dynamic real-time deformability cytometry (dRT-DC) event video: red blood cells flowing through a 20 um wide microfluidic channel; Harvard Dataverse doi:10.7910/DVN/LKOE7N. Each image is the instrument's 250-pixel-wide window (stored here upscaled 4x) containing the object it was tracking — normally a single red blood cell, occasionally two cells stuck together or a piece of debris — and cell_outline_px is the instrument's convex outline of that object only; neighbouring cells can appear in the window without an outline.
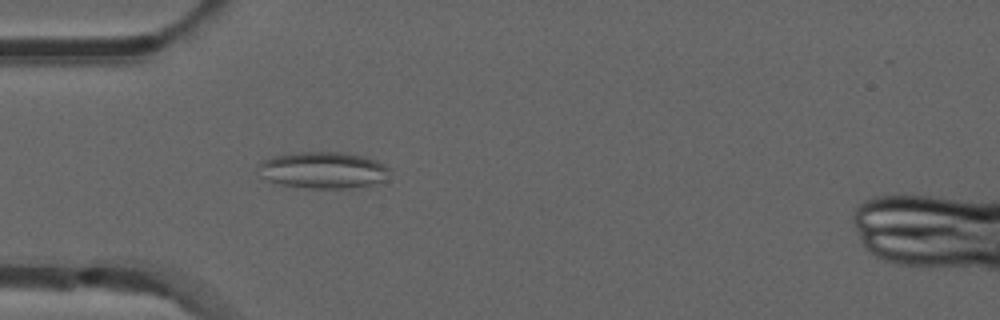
{"species": "common noctule bat (a hibernating species)", "species_latin": "Nyctalus noctula", "temperature_condition": "room temperature", "stored_images_in_passage": 39, "camera_frame_rate_fps": 3000, "um_per_image_px": 0.085, "animal": {"sex": "male", "forearm_length_mm": 52.5}, "frame": {"image": 1, "passage_image": 8, "time_ms": 2.333, "image_size_px": [1000, 320], "cell_outline_px": [[388, 180], [372, 184], [352, 188], [308, 188], [280, 184], [268, 180], [260, 176], [260, 160], [276, 156], [300, 152], [340, 152], [364, 156], [376, 160], [384, 164], [388, 168]], "centroid_in_image_um": [27.49, 14.46], "position_along_channel_um": 57.5, "area_um2": 27.92}}
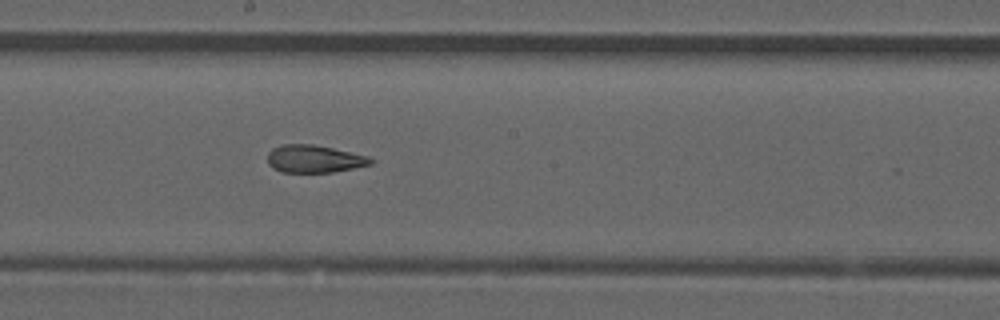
{"frame": {"image": 2, "passage_image": 21, "time_ms": 6.667, "image_size_px": [1000, 320], "cell_outline_px": [[372, 164], [332, 172], [280, 172], [272, 168], [268, 164], [268, 152], [272, 148], [284, 144], [312, 144], [332, 148], [368, 156], [372, 160]], "centroid_in_image_um": [26.66, 13.5], "position_along_channel_um": 221.5, "area_um2": 16.47}}
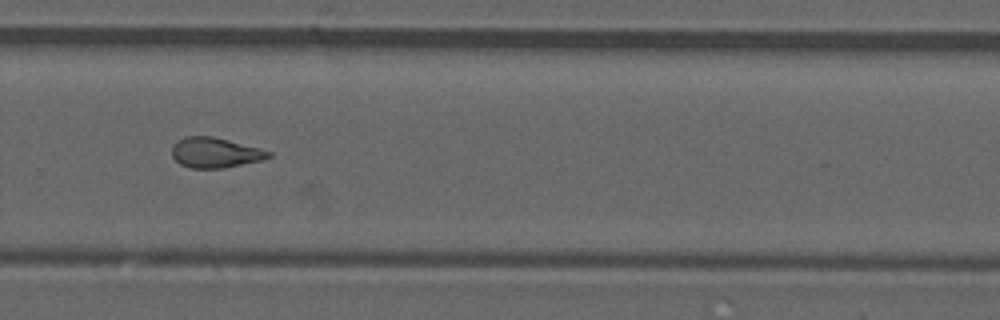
{"frame": {"image": 3, "passage_image": 28, "time_ms": 9.0, "image_size_px": [1000, 320], "cell_outline_px": [[272, 156], [264, 160], [220, 168], [188, 168], [180, 164], [172, 156], [172, 144], [176, 140], [184, 136], [212, 136], [260, 148], [272, 152]], "centroid_in_image_um": [18.27, 12.97], "position_along_channel_um": 311.5, "area_um2": 17.11}, "authors_computed_cell_mechanics": {"area_um2": 17.34, "velocity_mm_per_s": 3.8804, "shape_relaxation_time_tau1_ms": null, "shape_relaxation_time_tau2_ms": 2.8396, "deformation_change_tau1": null, "deformation_change_tau2": 0.1244}}